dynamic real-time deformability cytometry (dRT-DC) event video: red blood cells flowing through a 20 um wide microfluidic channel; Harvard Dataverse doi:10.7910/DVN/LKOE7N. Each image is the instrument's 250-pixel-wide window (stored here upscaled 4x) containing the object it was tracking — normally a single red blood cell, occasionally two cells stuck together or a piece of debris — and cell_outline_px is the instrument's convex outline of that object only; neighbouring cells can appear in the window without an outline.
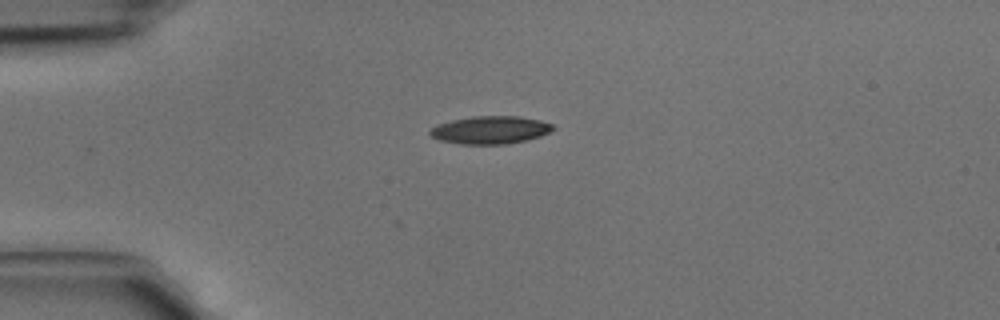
{"species": "common noctule bat (a hibernating species)", "species_latin": "Nyctalus noctula", "temperature_condition": "cold", "stored_images_in_passage": 1, "camera_frame_rate_fps": 3000, "um_per_image_px": 0.085, "animal": {"sex": "male", "body_mass_g": 15.6}, "frame": {"image": 1, "passage_image": 1, "time_ms": 0.0, "image_size_px": [1000, 320], "cell_outline_px": [[556, 128], [540, 136], [508, 144], [460, 144], [440, 140], [432, 136], [428, 132], [436, 124], [452, 120], [472, 116], [520, 116], [540, 120], [552, 124]], "centroid_in_image_um": [41.67, 11.04], "position_along_channel_um": 43.3, "area_um2": 19.88}}